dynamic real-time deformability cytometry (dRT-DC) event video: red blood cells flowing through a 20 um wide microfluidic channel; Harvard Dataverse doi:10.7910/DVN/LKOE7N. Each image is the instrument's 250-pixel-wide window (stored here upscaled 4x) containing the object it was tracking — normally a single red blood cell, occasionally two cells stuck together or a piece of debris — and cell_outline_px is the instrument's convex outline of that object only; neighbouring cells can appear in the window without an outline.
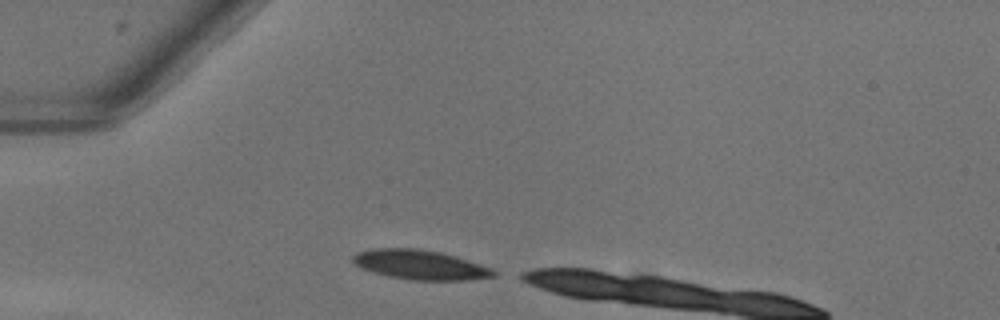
{"species": "common noctule bat (a hibernating species)", "species_latin": "Nyctalus noctula", "temperature_condition": "warm", "stored_images_in_passage": 7, "camera_frame_rate_fps": 3000, "um_per_image_px": 0.085, "animal": {"sex": "female"}, "frame": {"image": 1, "passage_image": 1, "time_ms": 0.0, "image_size_px": [1000, 320], "cell_outline_px": [[496, 276], [468, 280], [412, 280], [388, 276], [372, 272], [356, 264], [352, 260], [352, 256], [356, 252], [372, 248], [416, 248], [440, 252], [492, 268], [496, 272]], "centroid_in_image_um": [35.69, 22.5], "position_along_channel_um": 49.3, "area_um2": 24.04}}
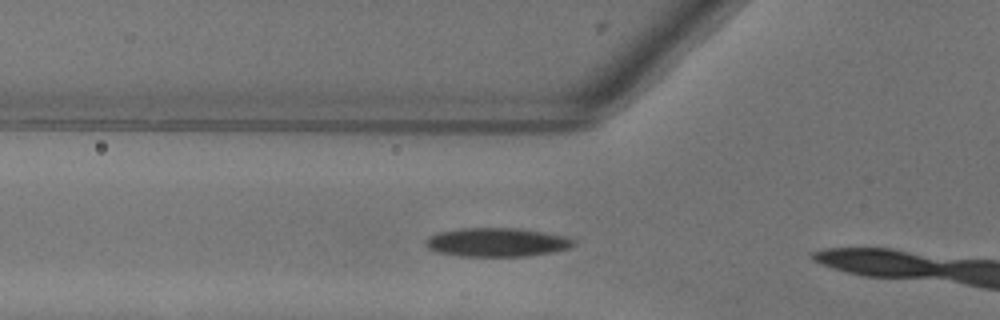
{"frame": {"image": 2, "passage_image": 5, "time_ms": 1.333, "image_size_px": [1000, 320], "cell_outline_px": [[576, 244], [568, 248], [528, 256], [460, 256], [436, 252], [428, 248], [424, 244], [424, 240], [428, 236], [440, 232], [460, 228], [520, 228], [564, 236], [576, 240]], "centroid_in_image_um": [42.18, 20.59], "position_along_channel_um": 83.6, "area_um2": 24.8}}